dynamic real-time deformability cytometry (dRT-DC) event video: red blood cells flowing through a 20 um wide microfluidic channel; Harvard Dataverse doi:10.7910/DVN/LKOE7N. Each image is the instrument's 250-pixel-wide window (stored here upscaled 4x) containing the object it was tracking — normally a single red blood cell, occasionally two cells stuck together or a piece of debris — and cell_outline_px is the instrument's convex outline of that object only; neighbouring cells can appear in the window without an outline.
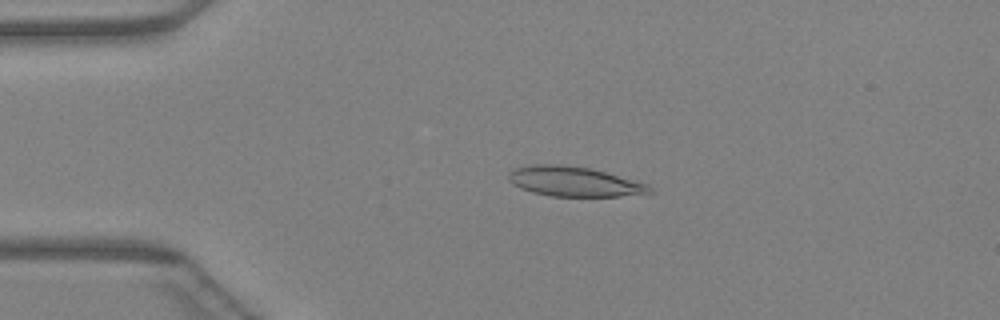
{"species": "Egyptian fruit bat (a non-hibernating species)", "species_latin": "Rousettus aegyptiacus", "temperature_condition": "warm", "stored_images_in_passage": 37, "camera_frame_rate_fps": 3000, "um_per_image_px": 0.085, "animal": {"sex": "female"}, "frame": {"image": 1, "passage_image": 1, "time_ms": 0.0, "image_size_px": [1000, 320], "cell_outline_px": [[652, 192], [620, 196], [552, 196], [532, 192], [520, 188], [512, 184], [508, 180], [508, 172], [516, 168], [532, 164], [560, 164], [588, 168], [604, 172], [648, 184], [652, 188]], "centroid_in_image_um": [48.74, 15.43], "position_along_channel_um": 36.3, "area_um2": 24.28}}
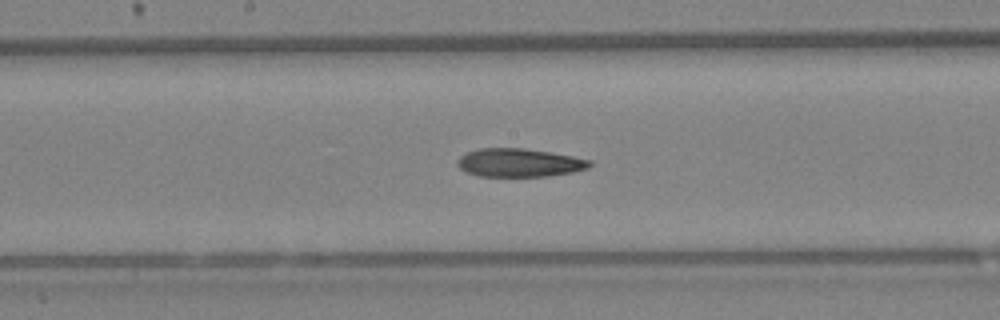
{"frame": {"image": 2, "passage_image": 15, "time_ms": 4.667, "image_size_px": [1000, 320], "cell_outline_px": [[592, 164], [588, 168], [572, 172], [548, 176], [480, 176], [464, 172], [456, 164], [456, 160], [460, 156], [468, 152], [480, 148], [524, 148], [552, 152], [592, 160]], "centroid_in_image_um": [44.13, 13.82], "position_along_channel_um": 204.1, "area_um2": 21.96}}
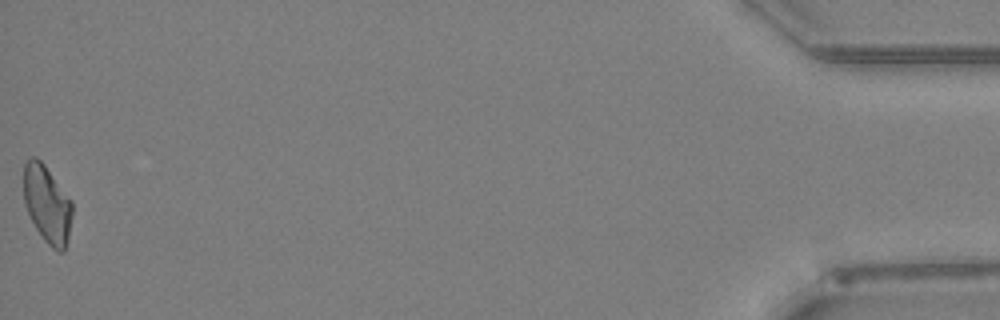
{"frame": {"image": 3, "passage_image": 37, "time_ms": 12.0, "image_size_px": [1000, 320], "cell_outline_px": [[72, 216], [68, 236], [64, 252], [60, 252], [52, 248], [44, 240], [36, 228], [28, 212], [24, 200], [24, 164], [32, 156], [36, 156], [44, 164], [72, 200]], "centroid_in_image_um": [4.02, 17.34], "position_along_channel_um": 431.2, "area_um2": 21.79}}